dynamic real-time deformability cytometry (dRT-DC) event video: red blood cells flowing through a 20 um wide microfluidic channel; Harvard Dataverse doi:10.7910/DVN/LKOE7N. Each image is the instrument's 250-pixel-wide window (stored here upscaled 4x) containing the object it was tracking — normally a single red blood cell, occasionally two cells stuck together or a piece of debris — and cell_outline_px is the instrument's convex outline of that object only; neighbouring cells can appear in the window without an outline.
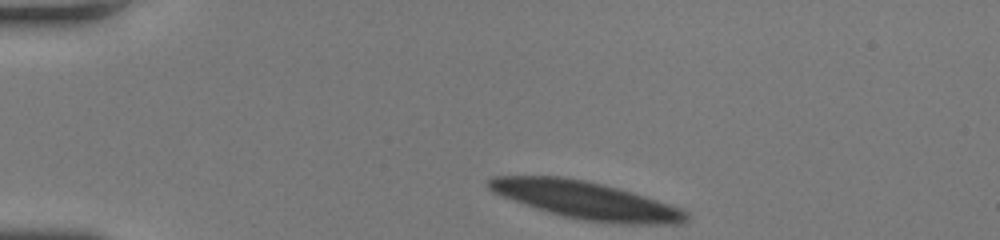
{"species": "human", "species_latin": "Homo sapiens", "temperature_condition": "room temperature", "stored_images_in_passage": 45, "camera_frame_rate_fps": 3000, "um_per_image_px": 0.085, "donor": {"sex": "female"}, "frame": {"image": 1, "passage_image": 1, "time_ms": 0.0, "image_size_px": [1000, 240], "cell_outline_px": [[692, 216], [688, 220], [680, 224], [628, 224], [584, 220], [564, 216], [536, 208], [524, 204], [492, 192], [484, 184], [492, 176], [560, 176], [584, 180], [604, 184], [620, 188], [680, 208], [688, 212]], "centroid_in_image_um": [49.82, 17.01], "position_along_channel_um": 35.2, "area_um2": 43.06}}
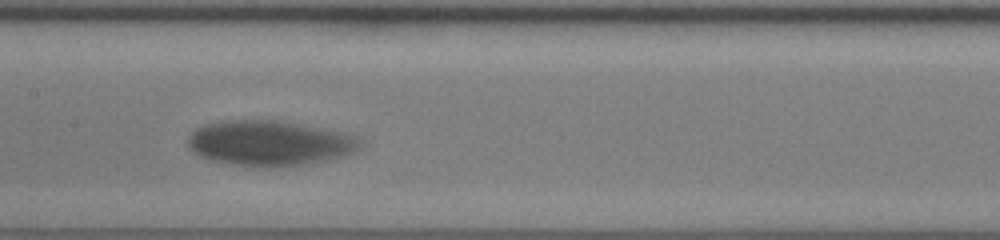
{"frame": {"image": 2, "passage_image": 18, "time_ms": 5.667, "image_size_px": [1000, 240], "cell_outline_px": [[360, 144], [352, 152], [340, 156], [300, 164], [268, 168], [232, 164], [212, 160], [200, 156], [192, 152], [188, 148], [188, 136], [196, 128], [204, 124], [224, 120], [280, 120], [340, 132], [352, 136], [360, 140]], "centroid_in_image_um": [22.78, 12.15], "position_along_channel_um": 184.6, "area_um2": 44.74}}
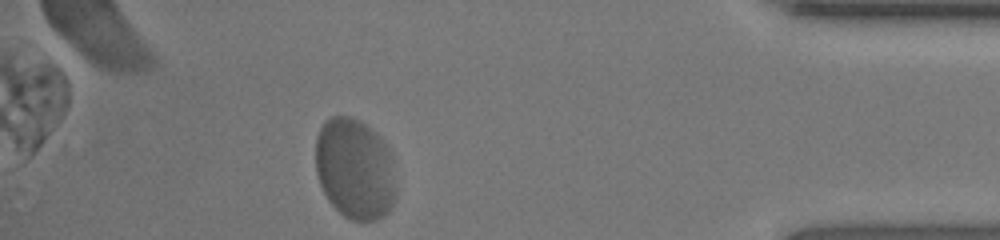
{"frame": {"image": 3, "passage_image": 39, "time_ms": 12.667, "image_size_px": [1000, 240], "cell_outline_px": [[396, 196], [388, 212], [384, 216], [376, 220], [352, 220], [344, 216], [328, 200], [320, 184], [316, 172], [316, 136], [324, 120], [332, 116], [348, 116], [360, 120], [376, 132], [380, 136], [392, 156], [396, 184]], "centroid_in_image_um": [30.17, 14.34], "position_along_channel_um": 405.0, "area_um2": 47.74}, "authors_computed_cell_mechanics": {"area_um2": 45.7198, "velocity_mm_per_s": 3.6811, "shape_relaxation_time_tau1_ms": 4.3339, "shape_relaxation_time_tau2_ms": null, "deformation_change_tau1": 0.1974, "deformation_change_tau2": null}}